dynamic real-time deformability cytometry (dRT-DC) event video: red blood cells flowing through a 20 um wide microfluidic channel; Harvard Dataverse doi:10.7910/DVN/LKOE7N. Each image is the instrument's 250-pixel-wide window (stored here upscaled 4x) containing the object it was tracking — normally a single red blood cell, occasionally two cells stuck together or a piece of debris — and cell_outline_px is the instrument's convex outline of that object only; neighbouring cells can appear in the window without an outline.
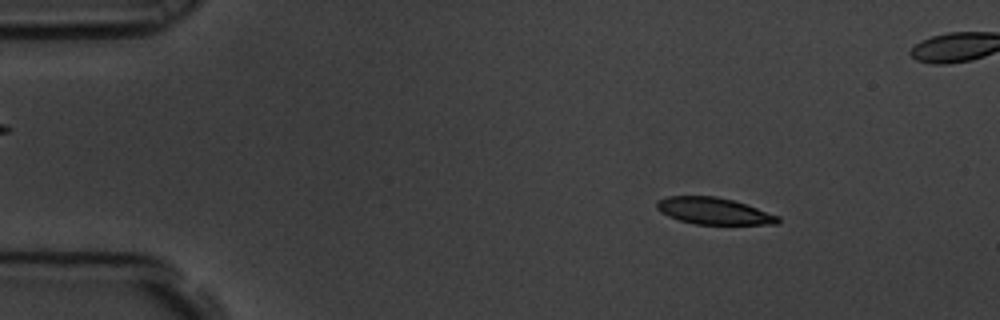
{"species": "common noctule bat (a hibernating species)", "species_latin": "Nyctalus noctula", "temperature_condition": "room temperature", "stored_images_in_passage": 59, "camera_frame_rate_fps": 3000, "um_per_image_px": 0.085, "animal": {"sex": "male", "body_mass_g": 19.5, "forearm_length_mm": 54.6}, "frame": {"image": 1, "passage_image": 8, "time_ms": 2.333, "image_size_px": [1000, 320], "cell_outline_px": [[780, 220], [776, 224], [696, 224], [680, 220], [668, 216], [660, 212], [656, 208], [656, 200], [668, 196], [716, 196], [732, 200], [780, 216]], "centroid_in_image_um": [60.62, 17.93], "position_along_channel_um": 24.4, "area_um2": 18.73}}
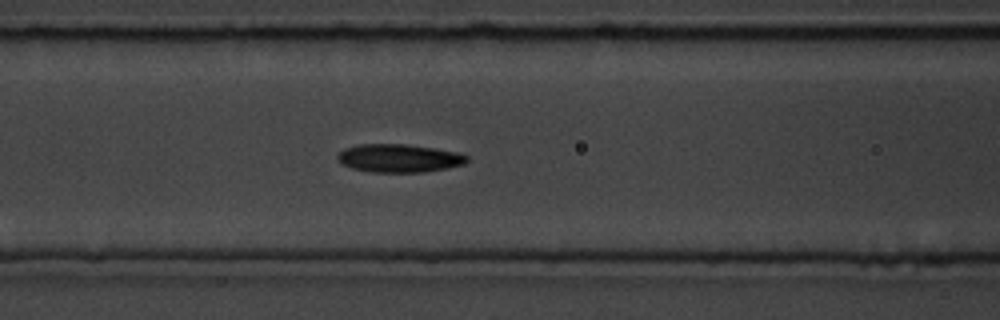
{"frame": {"image": 2, "passage_image": 24, "time_ms": 7.667, "image_size_px": [1000, 320], "cell_outline_px": [[468, 160], [464, 164], [448, 168], [424, 172], [368, 172], [352, 168], [340, 164], [336, 156], [344, 148], [360, 144], [404, 144], [432, 148], [456, 152], [468, 156]], "centroid_in_image_um": [33.88, 13.45], "position_along_channel_um": 132.7, "area_um2": 21.27}}
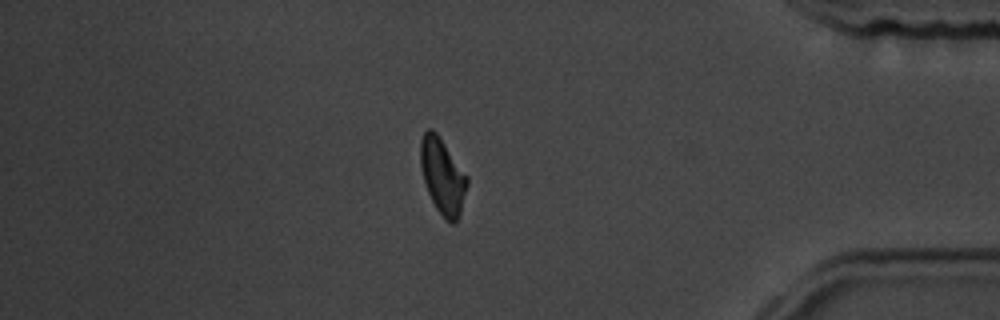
{"frame": {"image": 3, "passage_image": 50, "time_ms": 16.333, "image_size_px": [1000, 320], "cell_outline_px": [[468, 184], [460, 212], [456, 224], [452, 224], [436, 208], [428, 192], [424, 180], [420, 164], [420, 140], [424, 132], [428, 128], [432, 128], [440, 136], [468, 176]], "centroid_in_image_um": [37.62, 14.92], "position_along_channel_um": 397.6, "area_um2": 20.52}, "authors_computed_cell_mechanics": {"area_um2": 20.3456, "velocity_mm_per_s": 3.4444, "shape_relaxation_time_tau1_ms": 3.4951, "shape_relaxation_time_tau2_ms": 5.6147, "deformation_change_tau1": 0.1306, "deformation_change_tau2": 0.1345}}